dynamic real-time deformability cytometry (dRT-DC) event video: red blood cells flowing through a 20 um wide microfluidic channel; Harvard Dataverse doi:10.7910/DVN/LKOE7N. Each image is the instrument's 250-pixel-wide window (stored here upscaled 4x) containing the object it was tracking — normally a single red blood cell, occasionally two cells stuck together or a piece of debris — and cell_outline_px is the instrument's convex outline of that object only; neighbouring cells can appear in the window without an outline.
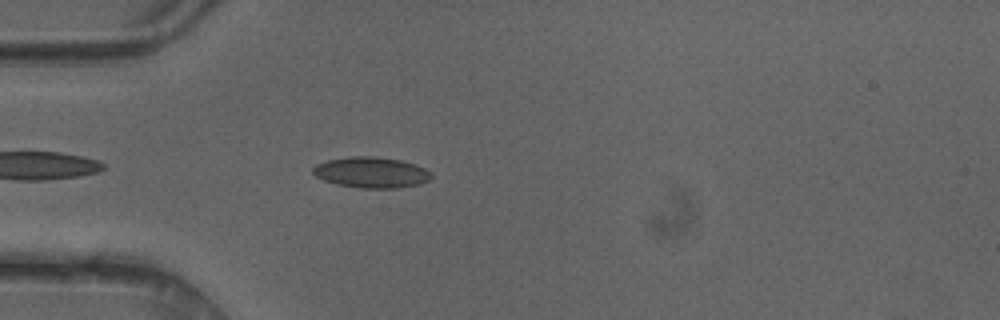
{"species": "common noctule bat (a hibernating species)", "species_latin": "Nyctalus noctula", "temperature_condition": "cold", "stored_images_in_passage": 38, "camera_frame_rate_fps": 3000, "um_per_image_px": 0.085, "animal": {"sex": "female"}, "frame": {"image": 1, "passage_image": 3, "time_ms": 0.667, "image_size_px": [1000, 320], "cell_outline_px": [[432, 176], [428, 180], [420, 184], [396, 188], [360, 188], [336, 184], [324, 180], [316, 176], [312, 172], [312, 168], [316, 164], [328, 160], [348, 156], [372, 156], [400, 160], [416, 164], [432, 172]], "centroid_in_image_um": [31.56, 14.65], "position_along_channel_um": 53.4, "area_um2": 21.33}}
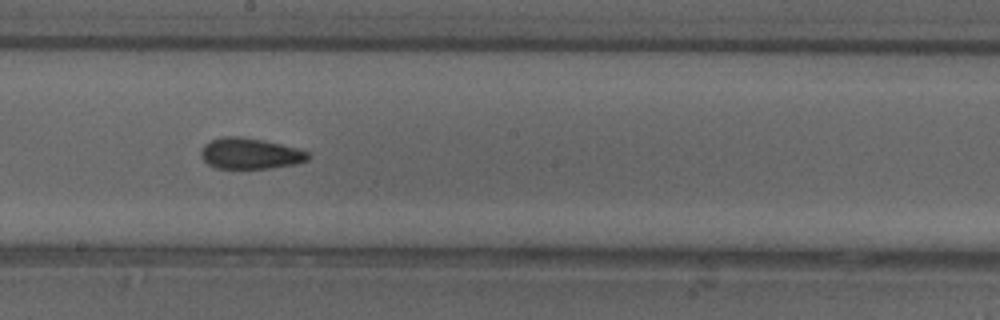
{"frame": {"image": 2, "passage_image": 16, "time_ms": 5.0, "image_size_px": [1000, 320], "cell_outline_px": [[312, 156], [308, 160], [296, 164], [272, 168], [216, 168], [208, 164], [200, 156], [200, 152], [204, 144], [220, 136], [240, 136], [280, 144], [296, 148], [308, 152]], "centroid_in_image_um": [21.25, 13.05], "position_along_channel_um": 226.9, "area_um2": 19.31}}
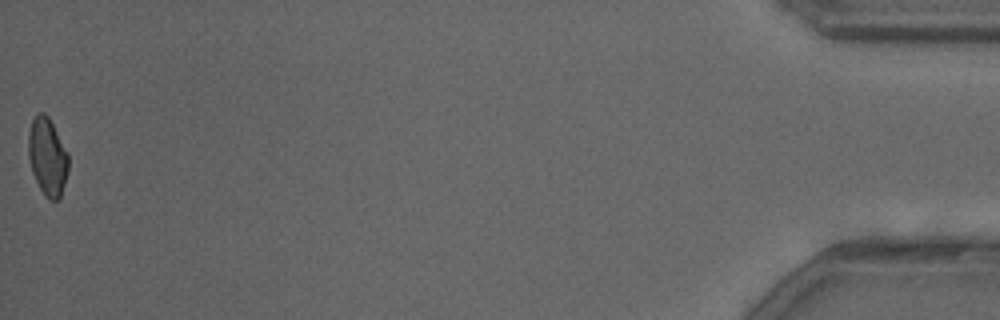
{"frame": {"image": 3, "passage_image": 38, "time_ms": 12.333, "image_size_px": [1000, 320], "cell_outline_px": [[68, 172], [60, 200], [48, 200], [44, 196], [32, 172], [28, 156], [28, 132], [32, 120], [40, 112], [44, 112], [48, 116], [68, 152]], "centroid_in_image_um": [4.04, 13.35], "position_along_channel_um": 431.2, "area_um2": 18.26}, "authors_computed_cell_mechanics": {"area_um2": 19.1896, "velocity_mm_per_s": 4.1741, "shape_relaxation_time_tau1_ms": null, "shape_relaxation_time_tau2_ms": 2.749, "deformation_change_tau1": null, "deformation_change_tau2": 0.0893}}